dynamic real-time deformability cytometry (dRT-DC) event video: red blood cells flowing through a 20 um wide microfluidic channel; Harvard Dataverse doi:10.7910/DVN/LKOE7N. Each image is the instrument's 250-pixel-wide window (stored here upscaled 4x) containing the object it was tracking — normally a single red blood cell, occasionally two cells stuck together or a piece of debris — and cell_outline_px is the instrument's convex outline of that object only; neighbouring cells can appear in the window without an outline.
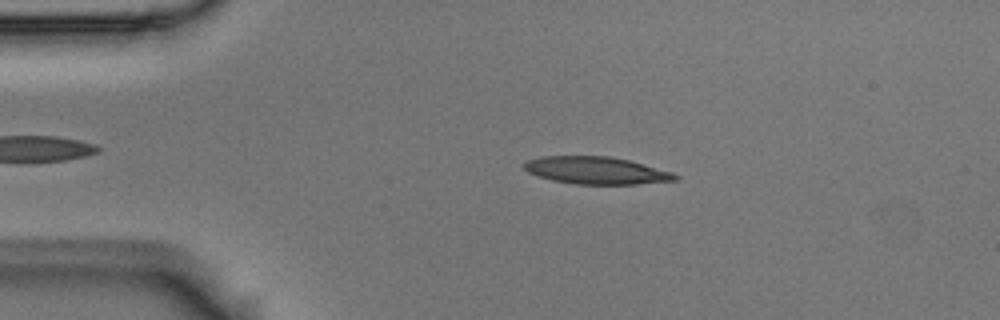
{"species": "Egyptian fruit bat (a non-hibernating species)", "species_latin": "Rousettus aegyptiacus", "temperature_condition": "room temperature", "stored_images_in_passage": 40, "camera_frame_rate_fps": 3000, "um_per_image_px": 0.085, "animal": {"sex": "male"}, "frame": {"image": 1, "passage_image": 3, "time_ms": 0.667, "image_size_px": [1000, 320], "cell_outline_px": [[680, 180], [636, 184], [576, 184], [552, 180], [536, 176], [528, 172], [520, 164], [528, 160], [540, 156], [608, 156], [628, 160], [672, 172], [680, 176]], "centroid_in_image_um": [50.65, 14.49], "position_along_channel_um": 34.3, "area_um2": 24.16}}
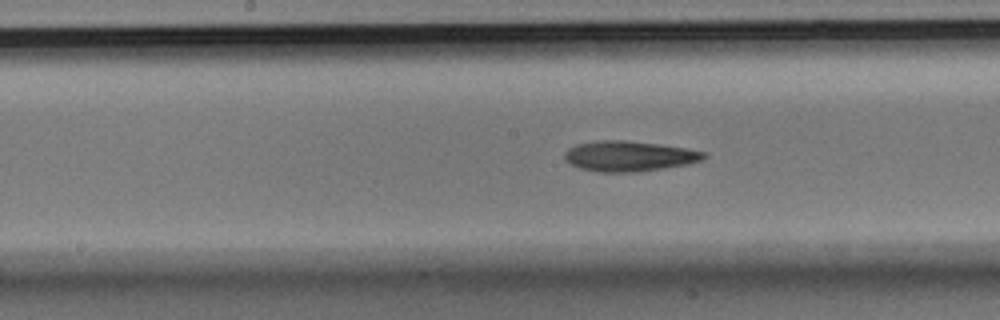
{"frame": {"image": 2, "passage_image": 19, "time_ms": 6.0, "image_size_px": [1000, 320], "cell_outline_px": [[708, 156], [704, 160], [688, 164], [664, 168], [636, 172], [600, 172], [580, 168], [568, 164], [564, 160], [564, 152], [568, 148], [576, 144], [596, 140], [628, 140], [660, 144], [684, 148], [704, 152]], "centroid_in_image_um": [53.44, 13.27], "position_along_channel_um": 194.8, "area_um2": 24.91}}
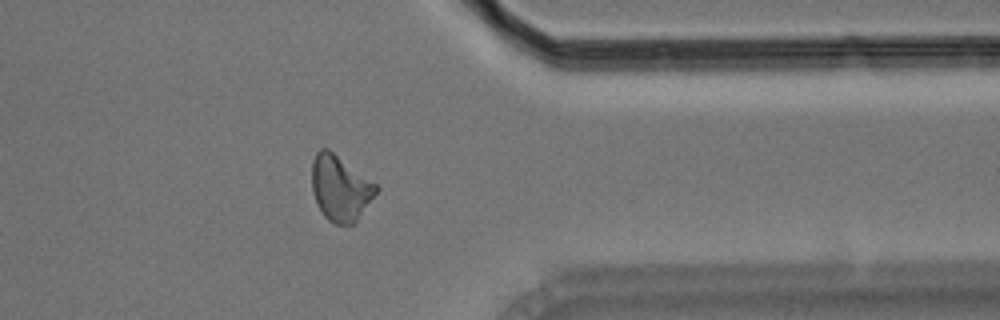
{"frame": {"image": 3, "passage_image": 35, "time_ms": 11.333, "image_size_px": [1000, 320], "cell_outline_px": [[380, 188], [356, 224], [336, 224], [328, 220], [324, 216], [312, 192], [312, 160], [316, 152], [320, 148], [328, 148], [376, 184]], "centroid_in_image_um": [28.93, 16.0], "position_along_channel_um": 382.5, "area_um2": 24.57}, "authors_computed_cell_mechanics": {"area_um2": 24.0159, "velocity_mm_per_s": 3.7119, "shape_relaxation_time_tau1_ms": 7.6453, "shape_relaxation_time_tau2_ms": 7.9646, "deformation_change_tau1": 0.2286, "deformation_change_tau2": 0.2023}}